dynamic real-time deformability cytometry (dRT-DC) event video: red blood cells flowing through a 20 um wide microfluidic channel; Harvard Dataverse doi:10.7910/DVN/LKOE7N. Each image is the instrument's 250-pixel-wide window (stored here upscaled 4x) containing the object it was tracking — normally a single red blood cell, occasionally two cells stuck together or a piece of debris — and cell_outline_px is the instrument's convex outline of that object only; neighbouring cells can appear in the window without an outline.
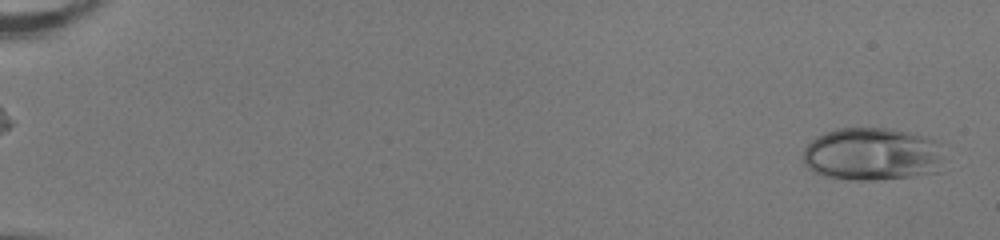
{"species": "human", "species_latin": "Homo sapiens", "temperature_condition": "room temperature", "stored_images_in_passage": 51, "camera_frame_rate_fps": 3000, "um_per_image_px": 0.085, "donor": {"sex": "female"}, "frame": {"image": 1, "passage_image": 1, "time_ms": 0.0, "image_size_px": [1000, 240], "cell_outline_px": [[944, 156], [940, 172], [912, 176], [872, 180], [852, 180], [824, 176], [808, 168], [804, 164], [804, 148], [816, 136], [824, 132], [836, 128], [888, 128], [908, 132], [932, 140]], "centroid_in_image_um": [74.11, 13.11], "position_along_channel_um": 10.9, "area_um2": 43.47}}
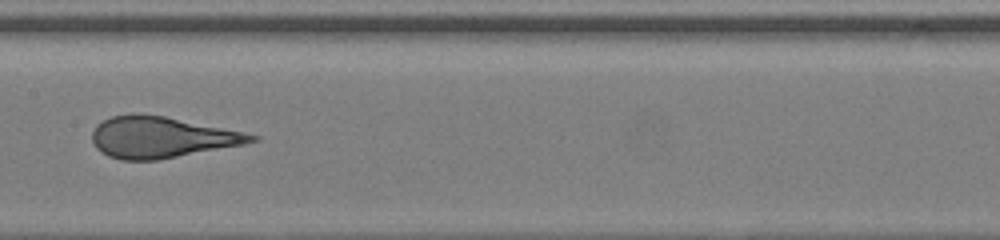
{"frame": {"image": 2, "passage_image": 28, "time_ms": 9.0, "image_size_px": [1000, 240], "cell_outline_px": [[260, 140], [244, 144], [156, 160], [120, 160], [108, 156], [100, 152], [96, 148], [92, 140], [92, 132], [96, 124], [112, 116], [132, 112], [140, 112], [164, 116], [260, 136]], "centroid_in_image_um": [13.64, 11.66], "position_along_channel_um": 193.8, "area_um2": 38.09}}
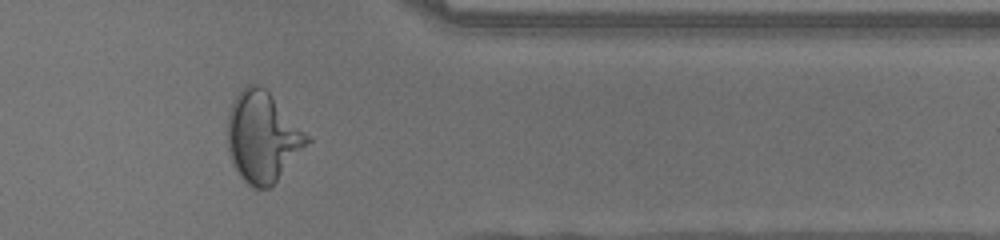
{"frame": {"image": 3, "passage_image": 43, "time_ms": 14.0, "image_size_px": [1000, 240], "cell_outline_px": [[312, 140], [276, 180], [268, 188], [252, 188], [240, 176], [232, 164], [228, 152], [228, 112], [236, 96], [244, 84], [260, 84], [272, 96]], "centroid_in_image_um": [22.28, 11.64], "position_along_channel_um": 389.1, "area_um2": 41.33}, "authors_computed_cell_mechanics": {"area_um2": 40.4022, "velocity_mm_per_s": 4.0625, "shape_relaxation_time_tau1_ms": 4.9928, "shape_relaxation_time_tau2_ms": null, "deformation_change_tau1": 0.2228, "deformation_change_tau2": null}}